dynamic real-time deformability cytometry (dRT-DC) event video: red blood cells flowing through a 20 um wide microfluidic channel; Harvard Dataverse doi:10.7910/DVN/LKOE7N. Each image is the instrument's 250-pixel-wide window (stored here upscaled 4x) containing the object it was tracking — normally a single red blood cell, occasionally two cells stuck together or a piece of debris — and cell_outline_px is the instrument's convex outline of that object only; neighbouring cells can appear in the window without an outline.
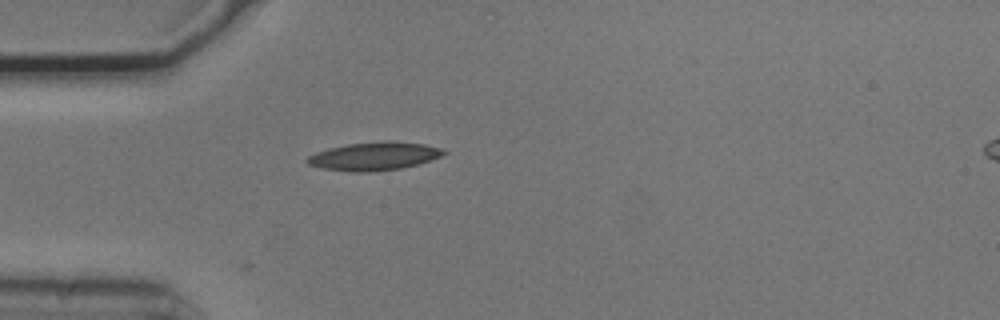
{"species": "common noctule bat (a hibernating species)", "species_latin": "Nyctalus noctula", "temperature_condition": "cold", "stored_images_in_passage": 2, "camera_frame_rate_fps": 3000, "um_per_image_px": 0.085, "animal": {"sex": "male", "body_mass_g": 20.5, "forearm_length_mm": 52.5}, "frame": {"image": 1, "passage_image": 2, "time_ms": 0.333, "image_size_px": [1000, 320], "cell_outline_px": [[448, 152], [432, 160], [400, 168], [368, 172], [352, 172], [324, 168], [308, 164], [304, 160], [308, 156], [316, 152], [328, 148], [348, 144], [384, 140], [396, 140], [424, 144], [444, 148]], "centroid_in_image_um": [31.83, 13.25], "position_along_channel_um": 53.2, "area_um2": 22.6}}